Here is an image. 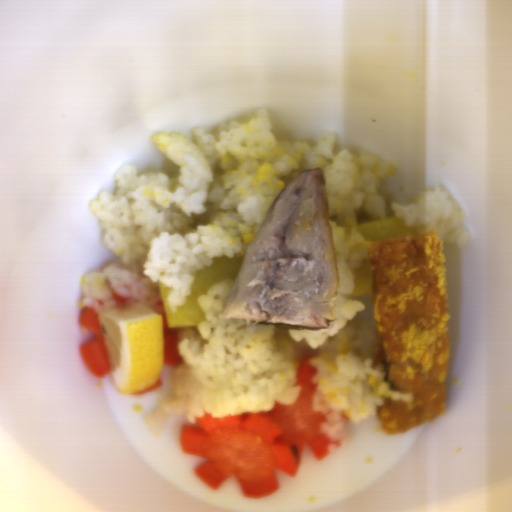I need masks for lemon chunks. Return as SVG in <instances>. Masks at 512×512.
Instances as JSON below:
<instances>
[{
    "instance_id": "obj_1",
    "label": "lemon chunks",
    "mask_w": 512,
    "mask_h": 512,
    "mask_svg": "<svg viewBox=\"0 0 512 512\" xmlns=\"http://www.w3.org/2000/svg\"><path fill=\"white\" fill-rule=\"evenodd\" d=\"M111 373L120 394H133L157 382L164 362L161 315L127 304L98 314Z\"/></svg>"
}]
</instances>
